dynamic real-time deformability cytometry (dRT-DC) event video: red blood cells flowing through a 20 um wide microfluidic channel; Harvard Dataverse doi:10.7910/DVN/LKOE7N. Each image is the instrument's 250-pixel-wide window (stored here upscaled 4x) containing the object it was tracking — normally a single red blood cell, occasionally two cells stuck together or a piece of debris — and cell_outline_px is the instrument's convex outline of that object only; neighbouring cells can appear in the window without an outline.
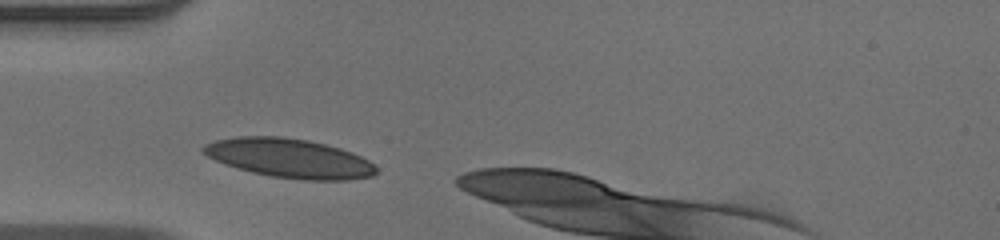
{"species": "human", "species_latin": "Homo sapiens", "temperature_condition": "warm", "stored_images_in_passage": 30, "camera_frame_rate_fps": 3000, "um_per_image_px": 0.085, "donor": {"sex": "male"}, "frame": {"image": 1, "passage_image": 1, "time_ms": 0.0, "image_size_px": [1000, 240], "cell_outline_px": [[376, 172], [372, 176], [348, 180], [304, 180], [272, 176], [252, 172], [236, 168], [224, 164], [200, 152], [200, 148], [204, 144], [216, 140], [236, 136], [280, 136], [308, 140], [340, 148], [352, 152], [368, 160], [376, 168]], "centroid_in_image_um": [24.56, 13.44], "position_along_channel_um": 60.4, "area_um2": 39.42}}
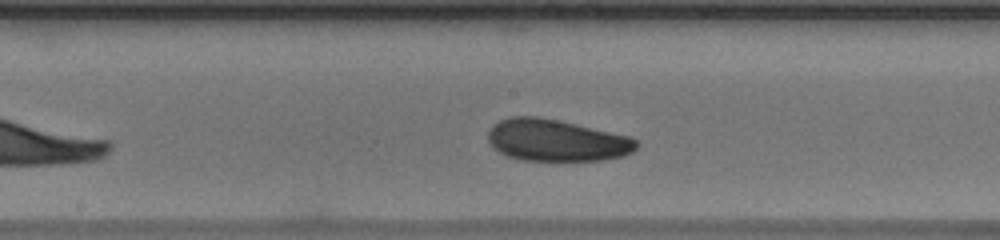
{"frame": {"image": 2, "passage_image": 12, "time_ms": 3.667, "image_size_px": [1000, 240], "cell_outline_px": [[640, 144], [632, 152], [620, 156], [604, 160], [524, 160], [508, 156], [500, 152], [488, 140], [488, 132], [492, 124], [500, 120], [512, 116], [536, 116], [560, 120], [628, 136], [636, 140]], "centroid_in_image_um": [47.29, 11.91], "position_along_channel_um": 200.9, "area_um2": 35.95}}
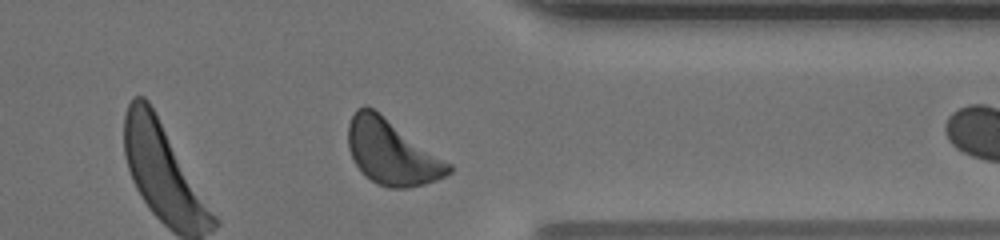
{"frame": {"image": 3, "passage_image": 26, "time_ms": 8.333, "image_size_px": [1000, 240], "cell_outline_px": [[452, 172], [436, 180], [424, 184], [408, 188], [388, 188], [376, 184], [356, 164], [348, 148], [348, 124], [356, 108], [364, 104], [372, 108], [452, 164]], "centroid_in_image_um": [33.29, 12.95], "position_along_channel_um": 378.1, "area_um2": 37.51}, "authors_computed_cell_mechanics": {"area_um2": 36.0672, "velocity_mm_per_s": 3.9122, "shape_relaxation_time_tau1_ms": 2.1112, "shape_relaxation_time_tau2_ms": null, "deformation_change_tau1": 0.0717, "deformation_change_tau2": null}}